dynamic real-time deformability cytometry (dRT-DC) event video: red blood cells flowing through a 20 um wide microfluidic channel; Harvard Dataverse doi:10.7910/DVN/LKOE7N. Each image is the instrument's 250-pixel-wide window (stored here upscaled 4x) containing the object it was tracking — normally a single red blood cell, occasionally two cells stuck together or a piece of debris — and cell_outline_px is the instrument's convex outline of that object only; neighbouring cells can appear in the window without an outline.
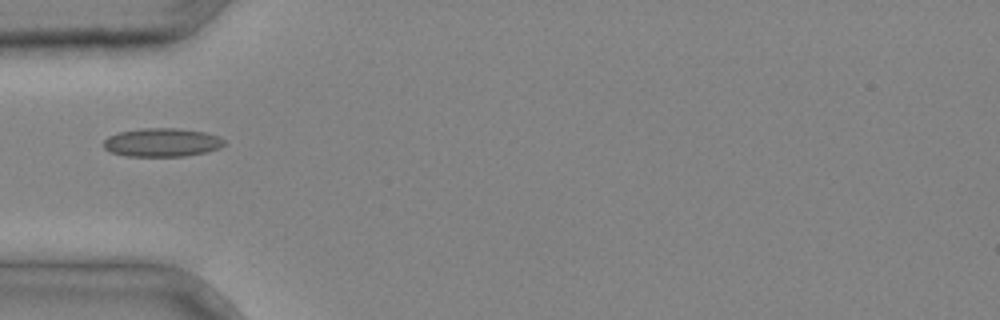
{"species": "common noctule bat (a hibernating species)", "species_latin": "Nyctalus noctula", "temperature_condition": "cold", "stored_images_in_passage": 4, "camera_frame_rate_fps": 3000, "um_per_image_px": 0.085, "animal": {"sex": "male", "body_mass_g": 20.4}, "frame": {"image": 1, "passage_image": 4, "time_ms": 1.0, "image_size_px": [1000, 320], "cell_outline_px": [[224, 144], [220, 148], [208, 152], [184, 156], [124, 156], [112, 152], [104, 148], [104, 140], [108, 136], [120, 132], [140, 128], [176, 128], [204, 132], [220, 136], [224, 140]], "centroid_in_image_um": [13.78, 12.11], "position_along_channel_um": 71.2, "area_um2": 20.11}}